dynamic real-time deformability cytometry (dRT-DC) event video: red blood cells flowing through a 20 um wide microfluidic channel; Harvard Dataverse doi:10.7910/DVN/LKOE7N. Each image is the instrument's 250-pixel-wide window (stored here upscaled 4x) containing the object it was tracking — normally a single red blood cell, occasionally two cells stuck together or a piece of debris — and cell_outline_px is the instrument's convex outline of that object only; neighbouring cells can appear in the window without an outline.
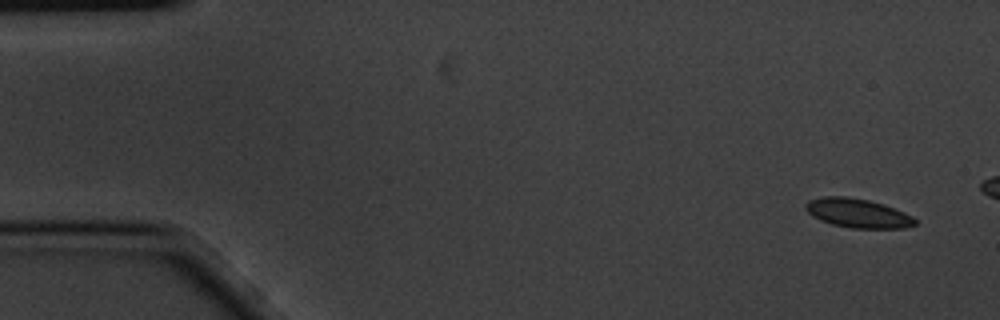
{"species": "common noctule bat (a hibernating species)", "species_latin": "Nyctalus noctula", "temperature_condition": "cold", "stored_images_in_passage": 5, "segment_of_instrument_passage": [2, 2], "camera_frame_rate_fps": 3000, "um_per_image_px": 0.085, "animal": {"sex": "male", "body_mass_g": 20.1, "forearm_length_mm": 53.5}, "frame": {"image": 1, "passage_image": 5, "time_ms": 1.333, "image_size_px": [1000, 320], "cell_outline_px": [[916, 224], [904, 228], [852, 228], [832, 224], [820, 220], [812, 216], [804, 208], [804, 204], [808, 200], [824, 196], [844, 196], [868, 200], [884, 204], [904, 212], [912, 216], [916, 220]], "centroid_in_image_um": [72.88, 18.11], "position_along_channel_um": 12.1, "area_um2": 18.55}}